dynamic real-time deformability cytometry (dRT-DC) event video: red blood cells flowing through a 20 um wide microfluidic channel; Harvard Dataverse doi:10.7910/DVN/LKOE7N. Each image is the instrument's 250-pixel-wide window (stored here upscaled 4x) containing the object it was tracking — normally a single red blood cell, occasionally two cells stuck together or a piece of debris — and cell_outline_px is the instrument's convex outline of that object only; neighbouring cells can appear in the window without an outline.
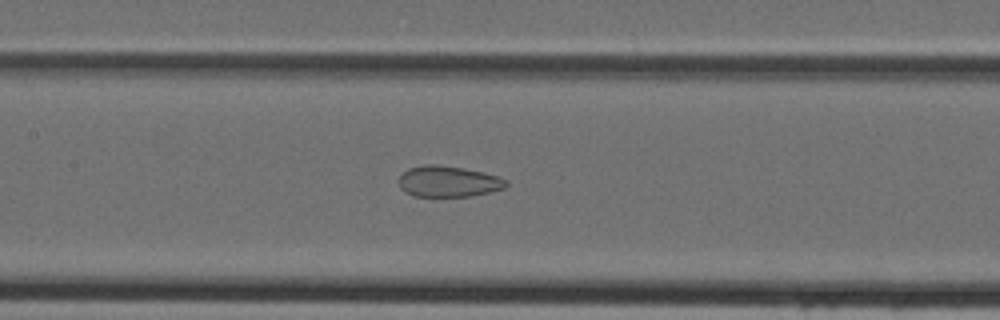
{"species": "Egyptian fruit bat (a non-hibernating species)", "species_latin": "Rousettus aegyptiacus", "temperature_condition": "cold", "stored_images_in_passage": 44, "camera_frame_rate_fps": 3000, "um_per_image_px": 0.085, "animal": {"sex": "female"}, "frame": {"image": 1, "passage_image": 20, "time_ms": 6.333, "image_size_px": [1000, 320], "cell_outline_px": [[508, 184], [504, 188], [472, 196], [412, 196], [404, 192], [400, 188], [396, 180], [400, 172], [408, 168], [424, 164], [432, 164], [460, 168], [484, 172], [500, 176], [508, 180]], "centroid_in_image_um": [38.04, 15.42], "position_along_channel_um": 169.4, "area_um2": 19.71}}
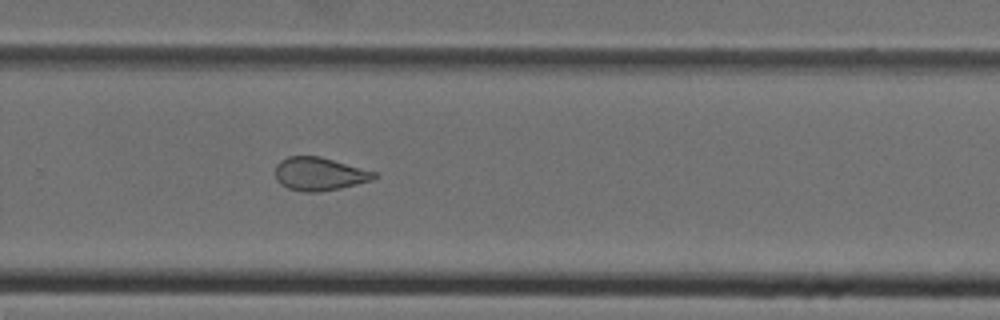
{"frame": {"image": 2, "passage_image": 29, "time_ms": 9.333, "image_size_px": [1000, 320], "cell_outline_px": [[376, 176], [372, 180], [340, 188], [316, 192], [304, 192], [288, 188], [280, 184], [276, 180], [276, 164], [280, 160], [288, 156], [320, 156], [376, 172]], "centroid_in_image_um": [27.11, 14.78], "position_along_channel_um": 302.7, "area_um2": 19.02}}
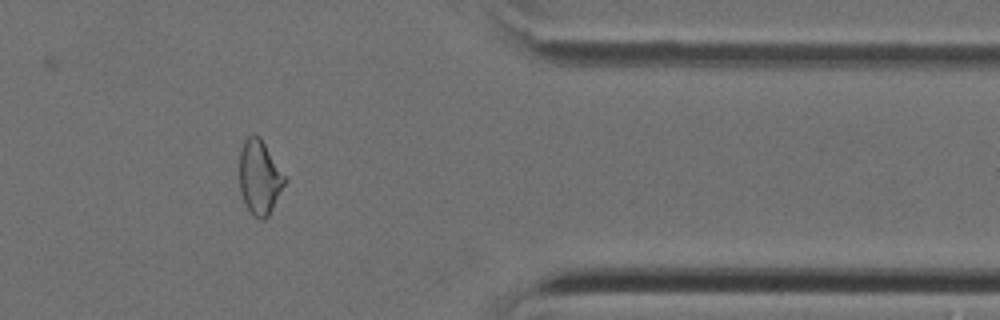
{"frame": {"image": 3, "passage_image": 36, "time_ms": 11.667, "image_size_px": [1000, 320], "cell_outline_px": [[288, 180], [268, 216], [264, 220], [260, 220], [252, 216], [244, 204], [240, 192], [240, 152], [244, 140], [252, 132], [260, 136]], "centroid_in_image_um": [22.06, 15.08], "position_along_channel_um": 389.3, "area_um2": 19.94}}